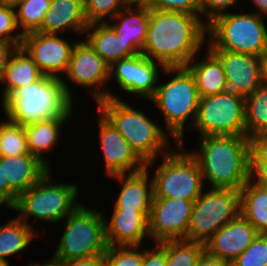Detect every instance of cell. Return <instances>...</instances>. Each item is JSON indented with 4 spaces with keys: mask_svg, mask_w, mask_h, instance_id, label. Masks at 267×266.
<instances>
[{
    "mask_svg": "<svg viewBox=\"0 0 267 266\" xmlns=\"http://www.w3.org/2000/svg\"><path fill=\"white\" fill-rule=\"evenodd\" d=\"M166 264L167 241L156 243L155 250H144V259L141 266H166Z\"/></svg>",
    "mask_w": 267,
    "mask_h": 266,
    "instance_id": "obj_40",
    "label": "cell"
},
{
    "mask_svg": "<svg viewBox=\"0 0 267 266\" xmlns=\"http://www.w3.org/2000/svg\"><path fill=\"white\" fill-rule=\"evenodd\" d=\"M140 246H108L103 255V266H141L144 251Z\"/></svg>",
    "mask_w": 267,
    "mask_h": 266,
    "instance_id": "obj_35",
    "label": "cell"
},
{
    "mask_svg": "<svg viewBox=\"0 0 267 266\" xmlns=\"http://www.w3.org/2000/svg\"><path fill=\"white\" fill-rule=\"evenodd\" d=\"M17 197L18 194L9 186V183L4 175L0 157V206L2 204H6L5 206L12 208L16 203Z\"/></svg>",
    "mask_w": 267,
    "mask_h": 266,
    "instance_id": "obj_42",
    "label": "cell"
},
{
    "mask_svg": "<svg viewBox=\"0 0 267 266\" xmlns=\"http://www.w3.org/2000/svg\"><path fill=\"white\" fill-rule=\"evenodd\" d=\"M258 231L241 214L221 227L206 243L205 251L229 265L251 245Z\"/></svg>",
    "mask_w": 267,
    "mask_h": 266,
    "instance_id": "obj_17",
    "label": "cell"
},
{
    "mask_svg": "<svg viewBox=\"0 0 267 266\" xmlns=\"http://www.w3.org/2000/svg\"><path fill=\"white\" fill-rule=\"evenodd\" d=\"M135 0H84L85 18L89 24L105 23V18L113 17ZM104 20V21H103Z\"/></svg>",
    "mask_w": 267,
    "mask_h": 266,
    "instance_id": "obj_34",
    "label": "cell"
},
{
    "mask_svg": "<svg viewBox=\"0 0 267 266\" xmlns=\"http://www.w3.org/2000/svg\"><path fill=\"white\" fill-rule=\"evenodd\" d=\"M164 155L153 174V198L196 200L202 194L204 180L198 162L190 152Z\"/></svg>",
    "mask_w": 267,
    "mask_h": 266,
    "instance_id": "obj_10",
    "label": "cell"
},
{
    "mask_svg": "<svg viewBox=\"0 0 267 266\" xmlns=\"http://www.w3.org/2000/svg\"><path fill=\"white\" fill-rule=\"evenodd\" d=\"M65 230L54 261H67L104 255L107 250L105 237V218L96 210L79 205L67 217Z\"/></svg>",
    "mask_w": 267,
    "mask_h": 266,
    "instance_id": "obj_7",
    "label": "cell"
},
{
    "mask_svg": "<svg viewBox=\"0 0 267 266\" xmlns=\"http://www.w3.org/2000/svg\"><path fill=\"white\" fill-rule=\"evenodd\" d=\"M238 0H200V14L210 23L215 17L224 14V9L234 5Z\"/></svg>",
    "mask_w": 267,
    "mask_h": 266,
    "instance_id": "obj_39",
    "label": "cell"
},
{
    "mask_svg": "<svg viewBox=\"0 0 267 266\" xmlns=\"http://www.w3.org/2000/svg\"><path fill=\"white\" fill-rule=\"evenodd\" d=\"M205 251V244L187 240L167 241L166 266H195Z\"/></svg>",
    "mask_w": 267,
    "mask_h": 266,
    "instance_id": "obj_33",
    "label": "cell"
},
{
    "mask_svg": "<svg viewBox=\"0 0 267 266\" xmlns=\"http://www.w3.org/2000/svg\"><path fill=\"white\" fill-rule=\"evenodd\" d=\"M195 266H230L226 261L209 255L206 251L199 257Z\"/></svg>",
    "mask_w": 267,
    "mask_h": 266,
    "instance_id": "obj_46",
    "label": "cell"
},
{
    "mask_svg": "<svg viewBox=\"0 0 267 266\" xmlns=\"http://www.w3.org/2000/svg\"><path fill=\"white\" fill-rule=\"evenodd\" d=\"M240 214L259 234H267V188L252 178L240 189Z\"/></svg>",
    "mask_w": 267,
    "mask_h": 266,
    "instance_id": "obj_28",
    "label": "cell"
},
{
    "mask_svg": "<svg viewBox=\"0 0 267 266\" xmlns=\"http://www.w3.org/2000/svg\"><path fill=\"white\" fill-rule=\"evenodd\" d=\"M254 2V4H256L257 8L259 11H257L256 13L263 17L262 13L267 14V0H252Z\"/></svg>",
    "mask_w": 267,
    "mask_h": 266,
    "instance_id": "obj_47",
    "label": "cell"
},
{
    "mask_svg": "<svg viewBox=\"0 0 267 266\" xmlns=\"http://www.w3.org/2000/svg\"><path fill=\"white\" fill-rule=\"evenodd\" d=\"M34 236L30 224L17 217L0 226V260L25 249Z\"/></svg>",
    "mask_w": 267,
    "mask_h": 266,
    "instance_id": "obj_30",
    "label": "cell"
},
{
    "mask_svg": "<svg viewBox=\"0 0 267 266\" xmlns=\"http://www.w3.org/2000/svg\"><path fill=\"white\" fill-rule=\"evenodd\" d=\"M16 48L17 46L14 43L0 40V80L2 79L8 60Z\"/></svg>",
    "mask_w": 267,
    "mask_h": 266,
    "instance_id": "obj_45",
    "label": "cell"
},
{
    "mask_svg": "<svg viewBox=\"0 0 267 266\" xmlns=\"http://www.w3.org/2000/svg\"><path fill=\"white\" fill-rule=\"evenodd\" d=\"M207 52V57L203 61L193 65L190 62L185 66L195 79L200 97L216 95L228 90L221 62L209 49Z\"/></svg>",
    "mask_w": 267,
    "mask_h": 266,
    "instance_id": "obj_26",
    "label": "cell"
},
{
    "mask_svg": "<svg viewBox=\"0 0 267 266\" xmlns=\"http://www.w3.org/2000/svg\"><path fill=\"white\" fill-rule=\"evenodd\" d=\"M221 62L228 90L244 98L262 85L263 57L227 50H210Z\"/></svg>",
    "mask_w": 267,
    "mask_h": 266,
    "instance_id": "obj_14",
    "label": "cell"
},
{
    "mask_svg": "<svg viewBox=\"0 0 267 266\" xmlns=\"http://www.w3.org/2000/svg\"><path fill=\"white\" fill-rule=\"evenodd\" d=\"M16 12V22L22 34L37 32L43 23L45 13L50 7L51 0H12Z\"/></svg>",
    "mask_w": 267,
    "mask_h": 266,
    "instance_id": "obj_31",
    "label": "cell"
},
{
    "mask_svg": "<svg viewBox=\"0 0 267 266\" xmlns=\"http://www.w3.org/2000/svg\"><path fill=\"white\" fill-rule=\"evenodd\" d=\"M264 18L253 12L224 13L207 23L212 41L209 50H227L264 57L267 55V30Z\"/></svg>",
    "mask_w": 267,
    "mask_h": 266,
    "instance_id": "obj_6",
    "label": "cell"
},
{
    "mask_svg": "<svg viewBox=\"0 0 267 266\" xmlns=\"http://www.w3.org/2000/svg\"><path fill=\"white\" fill-rule=\"evenodd\" d=\"M72 95L61 78L43 75L37 82L15 90L4 102L5 114L21 125L70 115Z\"/></svg>",
    "mask_w": 267,
    "mask_h": 266,
    "instance_id": "obj_4",
    "label": "cell"
},
{
    "mask_svg": "<svg viewBox=\"0 0 267 266\" xmlns=\"http://www.w3.org/2000/svg\"><path fill=\"white\" fill-rule=\"evenodd\" d=\"M168 73L176 72L170 82L157 86L155 94L150 98L163 112L166 126L176 140L180 150L182 148L184 124L192 118L193 126L200 102V95L193 75L186 67L163 68Z\"/></svg>",
    "mask_w": 267,
    "mask_h": 266,
    "instance_id": "obj_5",
    "label": "cell"
},
{
    "mask_svg": "<svg viewBox=\"0 0 267 266\" xmlns=\"http://www.w3.org/2000/svg\"><path fill=\"white\" fill-rule=\"evenodd\" d=\"M99 120L100 140L105 157L107 175L111 177L125 174L127 171L135 173L143 170L145 163L136 155L128 141L101 112Z\"/></svg>",
    "mask_w": 267,
    "mask_h": 266,
    "instance_id": "obj_16",
    "label": "cell"
},
{
    "mask_svg": "<svg viewBox=\"0 0 267 266\" xmlns=\"http://www.w3.org/2000/svg\"><path fill=\"white\" fill-rule=\"evenodd\" d=\"M12 0H0V40L14 43L21 46L23 34L12 35L11 32L18 30L16 12Z\"/></svg>",
    "mask_w": 267,
    "mask_h": 266,
    "instance_id": "obj_37",
    "label": "cell"
},
{
    "mask_svg": "<svg viewBox=\"0 0 267 266\" xmlns=\"http://www.w3.org/2000/svg\"><path fill=\"white\" fill-rule=\"evenodd\" d=\"M88 26L84 13V0H51L38 32L57 34L64 29H73L82 34L86 32Z\"/></svg>",
    "mask_w": 267,
    "mask_h": 266,
    "instance_id": "obj_20",
    "label": "cell"
},
{
    "mask_svg": "<svg viewBox=\"0 0 267 266\" xmlns=\"http://www.w3.org/2000/svg\"><path fill=\"white\" fill-rule=\"evenodd\" d=\"M109 68L86 41H76L65 73L77 85L100 88L110 78Z\"/></svg>",
    "mask_w": 267,
    "mask_h": 266,
    "instance_id": "obj_18",
    "label": "cell"
},
{
    "mask_svg": "<svg viewBox=\"0 0 267 266\" xmlns=\"http://www.w3.org/2000/svg\"><path fill=\"white\" fill-rule=\"evenodd\" d=\"M249 140L251 161H267V134H259Z\"/></svg>",
    "mask_w": 267,
    "mask_h": 266,
    "instance_id": "obj_41",
    "label": "cell"
},
{
    "mask_svg": "<svg viewBox=\"0 0 267 266\" xmlns=\"http://www.w3.org/2000/svg\"><path fill=\"white\" fill-rule=\"evenodd\" d=\"M0 266H9L7 260H0Z\"/></svg>",
    "mask_w": 267,
    "mask_h": 266,
    "instance_id": "obj_50",
    "label": "cell"
},
{
    "mask_svg": "<svg viewBox=\"0 0 267 266\" xmlns=\"http://www.w3.org/2000/svg\"><path fill=\"white\" fill-rule=\"evenodd\" d=\"M115 66V68H114ZM155 61L137 54L130 58L121 59L110 65V77L115 70L117 83L124 91L139 94L150 99L157 89L159 69ZM113 69V70H112Z\"/></svg>",
    "mask_w": 267,
    "mask_h": 266,
    "instance_id": "obj_15",
    "label": "cell"
},
{
    "mask_svg": "<svg viewBox=\"0 0 267 266\" xmlns=\"http://www.w3.org/2000/svg\"><path fill=\"white\" fill-rule=\"evenodd\" d=\"M29 266H55V261L53 260V258H51V260H50V262H48V263H45V264H34L33 265V263L32 264H30Z\"/></svg>",
    "mask_w": 267,
    "mask_h": 266,
    "instance_id": "obj_49",
    "label": "cell"
},
{
    "mask_svg": "<svg viewBox=\"0 0 267 266\" xmlns=\"http://www.w3.org/2000/svg\"><path fill=\"white\" fill-rule=\"evenodd\" d=\"M198 162L212 188L240 190L251 178L250 140L240 136H202Z\"/></svg>",
    "mask_w": 267,
    "mask_h": 266,
    "instance_id": "obj_2",
    "label": "cell"
},
{
    "mask_svg": "<svg viewBox=\"0 0 267 266\" xmlns=\"http://www.w3.org/2000/svg\"><path fill=\"white\" fill-rule=\"evenodd\" d=\"M43 74L36 63L20 46L12 53L8 60L4 74L0 81L6 82L3 92L4 102L15 90L37 82Z\"/></svg>",
    "mask_w": 267,
    "mask_h": 266,
    "instance_id": "obj_25",
    "label": "cell"
},
{
    "mask_svg": "<svg viewBox=\"0 0 267 266\" xmlns=\"http://www.w3.org/2000/svg\"><path fill=\"white\" fill-rule=\"evenodd\" d=\"M86 31L91 33L85 41L109 65L141 53L133 43H126L104 22L91 23Z\"/></svg>",
    "mask_w": 267,
    "mask_h": 266,
    "instance_id": "obj_23",
    "label": "cell"
},
{
    "mask_svg": "<svg viewBox=\"0 0 267 266\" xmlns=\"http://www.w3.org/2000/svg\"><path fill=\"white\" fill-rule=\"evenodd\" d=\"M256 173V174H255ZM262 187L267 188V161H251V178Z\"/></svg>",
    "mask_w": 267,
    "mask_h": 266,
    "instance_id": "obj_44",
    "label": "cell"
},
{
    "mask_svg": "<svg viewBox=\"0 0 267 266\" xmlns=\"http://www.w3.org/2000/svg\"><path fill=\"white\" fill-rule=\"evenodd\" d=\"M245 98L232 91L200 97L193 127L202 136L245 135Z\"/></svg>",
    "mask_w": 267,
    "mask_h": 266,
    "instance_id": "obj_11",
    "label": "cell"
},
{
    "mask_svg": "<svg viewBox=\"0 0 267 266\" xmlns=\"http://www.w3.org/2000/svg\"><path fill=\"white\" fill-rule=\"evenodd\" d=\"M245 136L267 134V86L260 85L245 98Z\"/></svg>",
    "mask_w": 267,
    "mask_h": 266,
    "instance_id": "obj_29",
    "label": "cell"
},
{
    "mask_svg": "<svg viewBox=\"0 0 267 266\" xmlns=\"http://www.w3.org/2000/svg\"><path fill=\"white\" fill-rule=\"evenodd\" d=\"M239 215L240 190L212 188L194 201L186 240L205 244Z\"/></svg>",
    "mask_w": 267,
    "mask_h": 266,
    "instance_id": "obj_9",
    "label": "cell"
},
{
    "mask_svg": "<svg viewBox=\"0 0 267 266\" xmlns=\"http://www.w3.org/2000/svg\"><path fill=\"white\" fill-rule=\"evenodd\" d=\"M267 264V234H258L254 241L230 266H265Z\"/></svg>",
    "mask_w": 267,
    "mask_h": 266,
    "instance_id": "obj_36",
    "label": "cell"
},
{
    "mask_svg": "<svg viewBox=\"0 0 267 266\" xmlns=\"http://www.w3.org/2000/svg\"><path fill=\"white\" fill-rule=\"evenodd\" d=\"M103 262V255H97L67 261H55V266H103Z\"/></svg>",
    "mask_w": 267,
    "mask_h": 266,
    "instance_id": "obj_43",
    "label": "cell"
},
{
    "mask_svg": "<svg viewBox=\"0 0 267 266\" xmlns=\"http://www.w3.org/2000/svg\"><path fill=\"white\" fill-rule=\"evenodd\" d=\"M137 4V8L132 10V5ZM124 11V12H123ZM114 18L117 23H105L126 43L133 45L141 52L145 45L146 33L149 24V8L141 1L135 0L117 13Z\"/></svg>",
    "mask_w": 267,
    "mask_h": 266,
    "instance_id": "obj_24",
    "label": "cell"
},
{
    "mask_svg": "<svg viewBox=\"0 0 267 266\" xmlns=\"http://www.w3.org/2000/svg\"><path fill=\"white\" fill-rule=\"evenodd\" d=\"M69 117L70 115L55 116L24 125L30 154L36 156L49 169L50 167L42 155L43 151H48L57 143L60 135L59 128Z\"/></svg>",
    "mask_w": 267,
    "mask_h": 266,
    "instance_id": "obj_27",
    "label": "cell"
},
{
    "mask_svg": "<svg viewBox=\"0 0 267 266\" xmlns=\"http://www.w3.org/2000/svg\"><path fill=\"white\" fill-rule=\"evenodd\" d=\"M195 200L153 198L148 217L149 237L156 243L186 240Z\"/></svg>",
    "mask_w": 267,
    "mask_h": 266,
    "instance_id": "obj_12",
    "label": "cell"
},
{
    "mask_svg": "<svg viewBox=\"0 0 267 266\" xmlns=\"http://www.w3.org/2000/svg\"><path fill=\"white\" fill-rule=\"evenodd\" d=\"M150 211L114 209L109 224L105 222L108 246H141L144 235L149 236Z\"/></svg>",
    "mask_w": 267,
    "mask_h": 266,
    "instance_id": "obj_19",
    "label": "cell"
},
{
    "mask_svg": "<svg viewBox=\"0 0 267 266\" xmlns=\"http://www.w3.org/2000/svg\"><path fill=\"white\" fill-rule=\"evenodd\" d=\"M57 35L31 32L23 35L21 47L43 75L61 78L57 72H66L74 45Z\"/></svg>",
    "mask_w": 267,
    "mask_h": 266,
    "instance_id": "obj_13",
    "label": "cell"
},
{
    "mask_svg": "<svg viewBox=\"0 0 267 266\" xmlns=\"http://www.w3.org/2000/svg\"><path fill=\"white\" fill-rule=\"evenodd\" d=\"M207 24L199 15L149 9L145 57L162 68L185 67L204 44Z\"/></svg>",
    "mask_w": 267,
    "mask_h": 266,
    "instance_id": "obj_1",
    "label": "cell"
},
{
    "mask_svg": "<svg viewBox=\"0 0 267 266\" xmlns=\"http://www.w3.org/2000/svg\"><path fill=\"white\" fill-rule=\"evenodd\" d=\"M9 186L19 195L35 185L50 169L36 156L24 154L1 157Z\"/></svg>",
    "mask_w": 267,
    "mask_h": 266,
    "instance_id": "obj_22",
    "label": "cell"
},
{
    "mask_svg": "<svg viewBox=\"0 0 267 266\" xmlns=\"http://www.w3.org/2000/svg\"><path fill=\"white\" fill-rule=\"evenodd\" d=\"M101 112L128 141L132 150L145 163L153 165L158 152L167 147L166 135L143 112L131 108L107 90L94 91Z\"/></svg>",
    "mask_w": 267,
    "mask_h": 266,
    "instance_id": "obj_3",
    "label": "cell"
},
{
    "mask_svg": "<svg viewBox=\"0 0 267 266\" xmlns=\"http://www.w3.org/2000/svg\"><path fill=\"white\" fill-rule=\"evenodd\" d=\"M49 176L48 171L35 185L18 195L12 207L21 212L18 219L27 223L28 215L57 223L80 205L75 201L78 194L77 184H53L50 183Z\"/></svg>",
    "mask_w": 267,
    "mask_h": 266,
    "instance_id": "obj_8",
    "label": "cell"
},
{
    "mask_svg": "<svg viewBox=\"0 0 267 266\" xmlns=\"http://www.w3.org/2000/svg\"><path fill=\"white\" fill-rule=\"evenodd\" d=\"M148 169L135 173L114 175L123 188L115 202L114 209L129 211H150L153 199V182H148ZM149 186V187H148Z\"/></svg>",
    "mask_w": 267,
    "mask_h": 266,
    "instance_id": "obj_21",
    "label": "cell"
},
{
    "mask_svg": "<svg viewBox=\"0 0 267 266\" xmlns=\"http://www.w3.org/2000/svg\"><path fill=\"white\" fill-rule=\"evenodd\" d=\"M149 9L200 15V0H141ZM198 13V14H197Z\"/></svg>",
    "mask_w": 267,
    "mask_h": 266,
    "instance_id": "obj_38",
    "label": "cell"
},
{
    "mask_svg": "<svg viewBox=\"0 0 267 266\" xmlns=\"http://www.w3.org/2000/svg\"><path fill=\"white\" fill-rule=\"evenodd\" d=\"M30 154L24 126L12 122L0 124V157Z\"/></svg>",
    "mask_w": 267,
    "mask_h": 266,
    "instance_id": "obj_32",
    "label": "cell"
},
{
    "mask_svg": "<svg viewBox=\"0 0 267 266\" xmlns=\"http://www.w3.org/2000/svg\"><path fill=\"white\" fill-rule=\"evenodd\" d=\"M262 84L267 86V55L263 57L262 63Z\"/></svg>",
    "mask_w": 267,
    "mask_h": 266,
    "instance_id": "obj_48",
    "label": "cell"
}]
</instances>
